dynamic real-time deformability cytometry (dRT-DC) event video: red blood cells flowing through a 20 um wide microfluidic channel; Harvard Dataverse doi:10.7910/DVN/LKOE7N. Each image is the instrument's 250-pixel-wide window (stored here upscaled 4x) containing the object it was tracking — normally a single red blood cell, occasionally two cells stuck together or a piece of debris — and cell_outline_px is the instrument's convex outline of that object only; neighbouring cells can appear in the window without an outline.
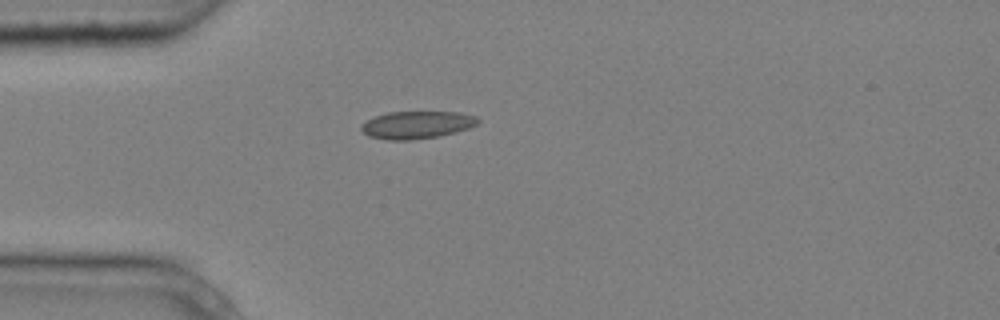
{"species": "common noctule bat (a hibernating species)", "species_latin": "Nyctalus noctula", "temperature_condition": "cold", "stored_images_in_passage": 1, "camera_frame_rate_fps": 3000, "um_per_image_px": 0.085, "animal": {"sex": "male", "body_mass_g": 20.4}, "frame": {"image": 1, "passage_image": 1, "time_ms": 0.0, "image_size_px": [1000, 320], "cell_outline_px": [[480, 120], [476, 124], [468, 128], [456, 132], [440, 136], [412, 140], [388, 140], [368, 136], [360, 128], [360, 124], [376, 116], [388, 112], [460, 112], [476, 116]], "centroid_in_image_um": [35.43, 10.62], "position_along_channel_um": 49.6, "area_um2": 18.73}}